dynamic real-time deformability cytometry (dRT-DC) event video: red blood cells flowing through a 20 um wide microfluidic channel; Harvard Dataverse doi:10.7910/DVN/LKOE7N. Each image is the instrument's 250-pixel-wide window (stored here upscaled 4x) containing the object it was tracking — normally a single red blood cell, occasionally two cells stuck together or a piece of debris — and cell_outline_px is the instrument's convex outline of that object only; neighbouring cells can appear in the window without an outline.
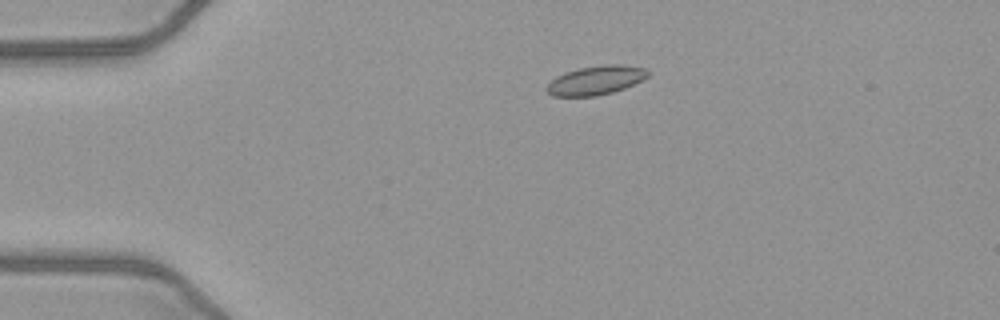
{"species": "common noctule bat (a hibernating species)", "species_latin": "Nyctalus noctula", "temperature_condition": "warm", "stored_images_in_passage": 41, "camera_frame_rate_fps": 3000, "um_per_image_px": 0.085, "animal": {"sex": "female", "body_mass_g": 21.9}, "frame": {"image": 1, "passage_image": 1, "time_ms": 0.0, "image_size_px": [1000, 320], "cell_outline_px": [[648, 76], [624, 88], [612, 92], [596, 96], [552, 96], [544, 88], [556, 76], [564, 72], [580, 68], [604, 64], [624, 64], [648, 68]], "centroid_in_image_um": [50.63, 6.81], "position_along_channel_um": 34.4, "area_um2": 17.11}}
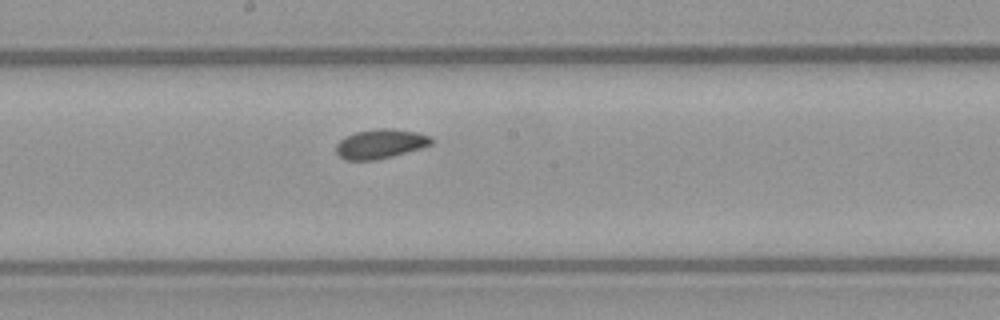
{"frame": {"image": 2, "passage_image": 18, "time_ms": 5.667, "image_size_px": [1000, 320], "cell_outline_px": [[432, 144], [420, 148], [392, 156], [376, 160], [344, 160], [336, 152], [336, 144], [344, 136], [356, 132], [380, 128], [392, 128], [416, 132], [432, 136]], "centroid_in_image_um": [32.32, 12.22], "position_along_channel_um": 215.9, "area_um2": 16.3}}
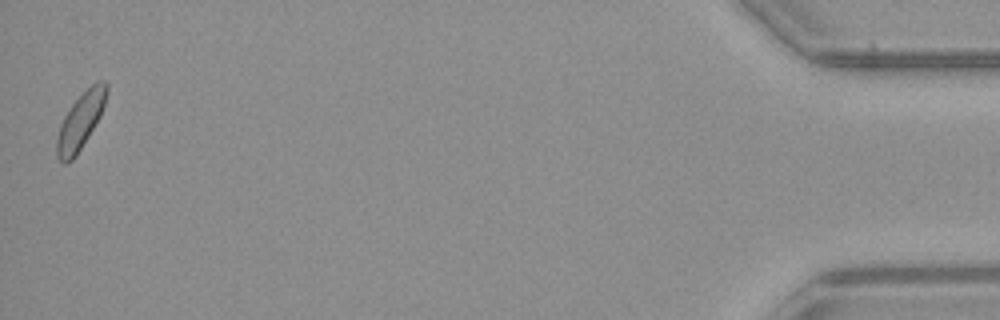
{"frame": {"image": 3, "passage_image": 41, "time_ms": 13.333, "image_size_px": [1000, 320], "cell_outline_px": [[108, 92], [100, 116], [76, 156], [68, 164], [64, 164], [56, 156], [56, 140], [60, 124], [64, 116], [72, 104], [96, 80], [104, 80], [108, 84]], "centroid_in_image_um": [6.83, 10.3], "position_along_channel_um": 428.4, "area_um2": 16.24}, "authors_computed_cell_mechanics": {"area_um2": 16.1262, "velocity_mm_per_s": 4.0324, "shape_relaxation_time_tau1_ms": 4.287, "shape_relaxation_time_tau2_ms": 6.1452, "deformation_change_tau1": 0.0929, "deformation_change_tau2": 0.0828}}